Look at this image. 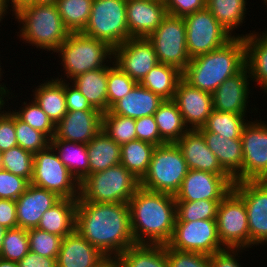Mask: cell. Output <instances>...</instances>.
<instances>
[{
	"label": "cell",
	"instance_id": "cell-57",
	"mask_svg": "<svg viewBox=\"0 0 267 267\" xmlns=\"http://www.w3.org/2000/svg\"><path fill=\"white\" fill-rule=\"evenodd\" d=\"M30 5H34V0H5L7 12L9 13V15L12 13V17L17 14L21 9Z\"/></svg>",
	"mask_w": 267,
	"mask_h": 267
},
{
	"label": "cell",
	"instance_id": "cell-8",
	"mask_svg": "<svg viewBox=\"0 0 267 267\" xmlns=\"http://www.w3.org/2000/svg\"><path fill=\"white\" fill-rule=\"evenodd\" d=\"M127 0H93L82 34L109 44L113 49L129 39Z\"/></svg>",
	"mask_w": 267,
	"mask_h": 267
},
{
	"label": "cell",
	"instance_id": "cell-44",
	"mask_svg": "<svg viewBox=\"0 0 267 267\" xmlns=\"http://www.w3.org/2000/svg\"><path fill=\"white\" fill-rule=\"evenodd\" d=\"M137 81L133 80L127 73H124L113 61L108 66L107 79V102L108 111L120 99H122L136 85Z\"/></svg>",
	"mask_w": 267,
	"mask_h": 267
},
{
	"label": "cell",
	"instance_id": "cell-25",
	"mask_svg": "<svg viewBox=\"0 0 267 267\" xmlns=\"http://www.w3.org/2000/svg\"><path fill=\"white\" fill-rule=\"evenodd\" d=\"M207 144V147L217 157L221 167L236 182L243 181V148L241 137L239 139H227L217 133L199 131Z\"/></svg>",
	"mask_w": 267,
	"mask_h": 267
},
{
	"label": "cell",
	"instance_id": "cell-27",
	"mask_svg": "<svg viewBox=\"0 0 267 267\" xmlns=\"http://www.w3.org/2000/svg\"><path fill=\"white\" fill-rule=\"evenodd\" d=\"M163 101L160 96L138 83L128 94L118 100L110 111L113 114L138 119L154 115Z\"/></svg>",
	"mask_w": 267,
	"mask_h": 267
},
{
	"label": "cell",
	"instance_id": "cell-50",
	"mask_svg": "<svg viewBox=\"0 0 267 267\" xmlns=\"http://www.w3.org/2000/svg\"><path fill=\"white\" fill-rule=\"evenodd\" d=\"M7 106V107H5ZM8 105L0 110V151L4 152L12 147L18 146L14 125V112ZM8 108V109H7ZM5 109V110H4ZM7 110V111H6Z\"/></svg>",
	"mask_w": 267,
	"mask_h": 267
},
{
	"label": "cell",
	"instance_id": "cell-4",
	"mask_svg": "<svg viewBox=\"0 0 267 267\" xmlns=\"http://www.w3.org/2000/svg\"><path fill=\"white\" fill-rule=\"evenodd\" d=\"M13 17L19 24V32H16L19 41L39 51L42 49V52L45 50L46 53L54 54L70 34L56 4L30 5Z\"/></svg>",
	"mask_w": 267,
	"mask_h": 267
},
{
	"label": "cell",
	"instance_id": "cell-38",
	"mask_svg": "<svg viewBox=\"0 0 267 267\" xmlns=\"http://www.w3.org/2000/svg\"><path fill=\"white\" fill-rule=\"evenodd\" d=\"M250 114H234L213 110L207 122L198 131H209L227 139H239L244 126L249 122Z\"/></svg>",
	"mask_w": 267,
	"mask_h": 267
},
{
	"label": "cell",
	"instance_id": "cell-11",
	"mask_svg": "<svg viewBox=\"0 0 267 267\" xmlns=\"http://www.w3.org/2000/svg\"><path fill=\"white\" fill-rule=\"evenodd\" d=\"M147 39L153 45L159 63L183 72L190 62L186 45V28L183 17L167 15L160 26Z\"/></svg>",
	"mask_w": 267,
	"mask_h": 267
},
{
	"label": "cell",
	"instance_id": "cell-63",
	"mask_svg": "<svg viewBox=\"0 0 267 267\" xmlns=\"http://www.w3.org/2000/svg\"><path fill=\"white\" fill-rule=\"evenodd\" d=\"M6 230L7 229L5 227L0 225V252H1V249H2V242L4 240V235H5Z\"/></svg>",
	"mask_w": 267,
	"mask_h": 267
},
{
	"label": "cell",
	"instance_id": "cell-29",
	"mask_svg": "<svg viewBox=\"0 0 267 267\" xmlns=\"http://www.w3.org/2000/svg\"><path fill=\"white\" fill-rule=\"evenodd\" d=\"M77 199H60L46 210L40 220L38 229L60 237L75 231Z\"/></svg>",
	"mask_w": 267,
	"mask_h": 267
},
{
	"label": "cell",
	"instance_id": "cell-62",
	"mask_svg": "<svg viewBox=\"0 0 267 267\" xmlns=\"http://www.w3.org/2000/svg\"><path fill=\"white\" fill-rule=\"evenodd\" d=\"M57 0H34V5H53Z\"/></svg>",
	"mask_w": 267,
	"mask_h": 267
},
{
	"label": "cell",
	"instance_id": "cell-36",
	"mask_svg": "<svg viewBox=\"0 0 267 267\" xmlns=\"http://www.w3.org/2000/svg\"><path fill=\"white\" fill-rule=\"evenodd\" d=\"M117 258L121 267H169L165 245L135 244Z\"/></svg>",
	"mask_w": 267,
	"mask_h": 267
},
{
	"label": "cell",
	"instance_id": "cell-41",
	"mask_svg": "<svg viewBox=\"0 0 267 267\" xmlns=\"http://www.w3.org/2000/svg\"><path fill=\"white\" fill-rule=\"evenodd\" d=\"M27 100H29V102ZM27 100L23 101L21 104L19 103V105H21L19 107L16 104L14 107L15 109L11 108V110L21 120L32 128L41 131L51 140L55 133V125L32 98L31 100L29 98Z\"/></svg>",
	"mask_w": 267,
	"mask_h": 267
},
{
	"label": "cell",
	"instance_id": "cell-42",
	"mask_svg": "<svg viewBox=\"0 0 267 267\" xmlns=\"http://www.w3.org/2000/svg\"><path fill=\"white\" fill-rule=\"evenodd\" d=\"M34 155L20 146L2 152V169L31 181Z\"/></svg>",
	"mask_w": 267,
	"mask_h": 267
},
{
	"label": "cell",
	"instance_id": "cell-43",
	"mask_svg": "<svg viewBox=\"0 0 267 267\" xmlns=\"http://www.w3.org/2000/svg\"><path fill=\"white\" fill-rule=\"evenodd\" d=\"M221 201L198 200L176 202V221H196L216 219L218 205Z\"/></svg>",
	"mask_w": 267,
	"mask_h": 267
},
{
	"label": "cell",
	"instance_id": "cell-10",
	"mask_svg": "<svg viewBox=\"0 0 267 267\" xmlns=\"http://www.w3.org/2000/svg\"><path fill=\"white\" fill-rule=\"evenodd\" d=\"M186 28V45L192 59L225 45L231 35L205 7L183 17Z\"/></svg>",
	"mask_w": 267,
	"mask_h": 267
},
{
	"label": "cell",
	"instance_id": "cell-53",
	"mask_svg": "<svg viewBox=\"0 0 267 267\" xmlns=\"http://www.w3.org/2000/svg\"><path fill=\"white\" fill-rule=\"evenodd\" d=\"M167 14L184 17L206 7V0H165Z\"/></svg>",
	"mask_w": 267,
	"mask_h": 267
},
{
	"label": "cell",
	"instance_id": "cell-20",
	"mask_svg": "<svg viewBox=\"0 0 267 267\" xmlns=\"http://www.w3.org/2000/svg\"><path fill=\"white\" fill-rule=\"evenodd\" d=\"M102 115L99 110L67 111L51 140L88 144L102 130Z\"/></svg>",
	"mask_w": 267,
	"mask_h": 267
},
{
	"label": "cell",
	"instance_id": "cell-37",
	"mask_svg": "<svg viewBox=\"0 0 267 267\" xmlns=\"http://www.w3.org/2000/svg\"><path fill=\"white\" fill-rule=\"evenodd\" d=\"M155 145L146 141L133 140L121 145V162L128 171L141 180L148 170Z\"/></svg>",
	"mask_w": 267,
	"mask_h": 267
},
{
	"label": "cell",
	"instance_id": "cell-54",
	"mask_svg": "<svg viewBox=\"0 0 267 267\" xmlns=\"http://www.w3.org/2000/svg\"><path fill=\"white\" fill-rule=\"evenodd\" d=\"M65 98L67 111L97 110L71 82L65 81Z\"/></svg>",
	"mask_w": 267,
	"mask_h": 267
},
{
	"label": "cell",
	"instance_id": "cell-17",
	"mask_svg": "<svg viewBox=\"0 0 267 267\" xmlns=\"http://www.w3.org/2000/svg\"><path fill=\"white\" fill-rule=\"evenodd\" d=\"M250 81L251 77L246 66L236 75L227 78L211 94L213 110L234 114H248L251 111V114L257 115L259 108L254 105L255 108L253 109V105H249L252 104V100L249 98H252L254 94L253 89H251V86L253 88L254 85ZM250 106L252 107L250 108Z\"/></svg>",
	"mask_w": 267,
	"mask_h": 267
},
{
	"label": "cell",
	"instance_id": "cell-35",
	"mask_svg": "<svg viewBox=\"0 0 267 267\" xmlns=\"http://www.w3.org/2000/svg\"><path fill=\"white\" fill-rule=\"evenodd\" d=\"M154 118L160 137L166 143H176L189 131L177 104L173 100H164L154 113Z\"/></svg>",
	"mask_w": 267,
	"mask_h": 267
},
{
	"label": "cell",
	"instance_id": "cell-49",
	"mask_svg": "<svg viewBox=\"0 0 267 267\" xmlns=\"http://www.w3.org/2000/svg\"><path fill=\"white\" fill-rule=\"evenodd\" d=\"M30 182L18 175L0 169V199L17 200L27 189Z\"/></svg>",
	"mask_w": 267,
	"mask_h": 267
},
{
	"label": "cell",
	"instance_id": "cell-12",
	"mask_svg": "<svg viewBox=\"0 0 267 267\" xmlns=\"http://www.w3.org/2000/svg\"><path fill=\"white\" fill-rule=\"evenodd\" d=\"M216 226L225 248L250 250V233L244 201L232 190L218 205Z\"/></svg>",
	"mask_w": 267,
	"mask_h": 267
},
{
	"label": "cell",
	"instance_id": "cell-61",
	"mask_svg": "<svg viewBox=\"0 0 267 267\" xmlns=\"http://www.w3.org/2000/svg\"><path fill=\"white\" fill-rule=\"evenodd\" d=\"M0 267H18L17 262L0 258Z\"/></svg>",
	"mask_w": 267,
	"mask_h": 267
},
{
	"label": "cell",
	"instance_id": "cell-19",
	"mask_svg": "<svg viewBox=\"0 0 267 267\" xmlns=\"http://www.w3.org/2000/svg\"><path fill=\"white\" fill-rule=\"evenodd\" d=\"M173 101L189 130L202 128L213 111L211 93L194 88L183 79L177 84Z\"/></svg>",
	"mask_w": 267,
	"mask_h": 267
},
{
	"label": "cell",
	"instance_id": "cell-59",
	"mask_svg": "<svg viewBox=\"0 0 267 267\" xmlns=\"http://www.w3.org/2000/svg\"><path fill=\"white\" fill-rule=\"evenodd\" d=\"M96 267H121V263L117 257H107Z\"/></svg>",
	"mask_w": 267,
	"mask_h": 267
},
{
	"label": "cell",
	"instance_id": "cell-67",
	"mask_svg": "<svg viewBox=\"0 0 267 267\" xmlns=\"http://www.w3.org/2000/svg\"><path fill=\"white\" fill-rule=\"evenodd\" d=\"M262 1H264L262 2V4L264 3L263 5H266V8H267V0H262Z\"/></svg>",
	"mask_w": 267,
	"mask_h": 267
},
{
	"label": "cell",
	"instance_id": "cell-34",
	"mask_svg": "<svg viewBox=\"0 0 267 267\" xmlns=\"http://www.w3.org/2000/svg\"><path fill=\"white\" fill-rule=\"evenodd\" d=\"M248 0H206V8L217 21L233 36H240L235 30L244 26L249 9ZM235 32V33H234Z\"/></svg>",
	"mask_w": 267,
	"mask_h": 267
},
{
	"label": "cell",
	"instance_id": "cell-48",
	"mask_svg": "<svg viewBox=\"0 0 267 267\" xmlns=\"http://www.w3.org/2000/svg\"><path fill=\"white\" fill-rule=\"evenodd\" d=\"M169 267H210V256L203 253L180 251L165 245Z\"/></svg>",
	"mask_w": 267,
	"mask_h": 267
},
{
	"label": "cell",
	"instance_id": "cell-51",
	"mask_svg": "<svg viewBox=\"0 0 267 267\" xmlns=\"http://www.w3.org/2000/svg\"><path fill=\"white\" fill-rule=\"evenodd\" d=\"M135 122L136 139L152 143L155 146L166 144V142L160 137L154 115L135 119Z\"/></svg>",
	"mask_w": 267,
	"mask_h": 267
},
{
	"label": "cell",
	"instance_id": "cell-55",
	"mask_svg": "<svg viewBox=\"0 0 267 267\" xmlns=\"http://www.w3.org/2000/svg\"><path fill=\"white\" fill-rule=\"evenodd\" d=\"M0 225L6 229L18 227L15 200L0 199Z\"/></svg>",
	"mask_w": 267,
	"mask_h": 267
},
{
	"label": "cell",
	"instance_id": "cell-28",
	"mask_svg": "<svg viewBox=\"0 0 267 267\" xmlns=\"http://www.w3.org/2000/svg\"><path fill=\"white\" fill-rule=\"evenodd\" d=\"M46 79H42V82L34 87L33 95L31 94L33 97L30 98L40 106L53 124L56 125L67 113L65 81L53 77Z\"/></svg>",
	"mask_w": 267,
	"mask_h": 267
},
{
	"label": "cell",
	"instance_id": "cell-23",
	"mask_svg": "<svg viewBox=\"0 0 267 267\" xmlns=\"http://www.w3.org/2000/svg\"><path fill=\"white\" fill-rule=\"evenodd\" d=\"M106 258V255L75 230L62 239L56 265L57 267H96Z\"/></svg>",
	"mask_w": 267,
	"mask_h": 267
},
{
	"label": "cell",
	"instance_id": "cell-47",
	"mask_svg": "<svg viewBox=\"0 0 267 267\" xmlns=\"http://www.w3.org/2000/svg\"><path fill=\"white\" fill-rule=\"evenodd\" d=\"M29 251L43 257L57 258L63 237L38 228L28 229Z\"/></svg>",
	"mask_w": 267,
	"mask_h": 267
},
{
	"label": "cell",
	"instance_id": "cell-3",
	"mask_svg": "<svg viewBox=\"0 0 267 267\" xmlns=\"http://www.w3.org/2000/svg\"><path fill=\"white\" fill-rule=\"evenodd\" d=\"M245 66L244 37L234 36L214 51L192 58L182 72V79L192 87L212 94Z\"/></svg>",
	"mask_w": 267,
	"mask_h": 267
},
{
	"label": "cell",
	"instance_id": "cell-18",
	"mask_svg": "<svg viewBox=\"0 0 267 267\" xmlns=\"http://www.w3.org/2000/svg\"><path fill=\"white\" fill-rule=\"evenodd\" d=\"M115 64L138 83L159 61L147 38H129L114 48Z\"/></svg>",
	"mask_w": 267,
	"mask_h": 267
},
{
	"label": "cell",
	"instance_id": "cell-14",
	"mask_svg": "<svg viewBox=\"0 0 267 267\" xmlns=\"http://www.w3.org/2000/svg\"><path fill=\"white\" fill-rule=\"evenodd\" d=\"M232 190L244 201L250 233V248L267 245V180L241 181Z\"/></svg>",
	"mask_w": 267,
	"mask_h": 267
},
{
	"label": "cell",
	"instance_id": "cell-24",
	"mask_svg": "<svg viewBox=\"0 0 267 267\" xmlns=\"http://www.w3.org/2000/svg\"><path fill=\"white\" fill-rule=\"evenodd\" d=\"M176 144L182 151L189 170L228 174L221 167L217 157L207 147L203 135L198 130H189Z\"/></svg>",
	"mask_w": 267,
	"mask_h": 267
},
{
	"label": "cell",
	"instance_id": "cell-58",
	"mask_svg": "<svg viewBox=\"0 0 267 267\" xmlns=\"http://www.w3.org/2000/svg\"><path fill=\"white\" fill-rule=\"evenodd\" d=\"M1 53V52H0ZM0 56H2L0 54ZM1 60H0V81L2 82V80H4L2 77H4L5 75H3V69H2V65H1ZM6 85L8 86V84H6L5 82H2L0 83V93L3 94L6 98V104H8L9 102V99L12 100V97L13 99L17 97V95L15 96L14 93L12 92L11 88H10V84H9V87H6ZM10 88V89H8ZM11 90V91H10Z\"/></svg>",
	"mask_w": 267,
	"mask_h": 267
},
{
	"label": "cell",
	"instance_id": "cell-16",
	"mask_svg": "<svg viewBox=\"0 0 267 267\" xmlns=\"http://www.w3.org/2000/svg\"><path fill=\"white\" fill-rule=\"evenodd\" d=\"M234 183V179L229 174L189 170L179 191L175 194V201H222L232 191Z\"/></svg>",
	"mask_w": 267,
	"mask_h": 267
},
{
	"label": "cell",
	"instance_id": "cell-6",
	"mask_svg": "<svg viewBox=\"0 0 267 267\" xmlns=\"http://www.w3.org/2000/svg\"><path fill=\"white\" fill-rule=\"evenodd\" d=\"M139 187L140 180L123 165L117 164L89 174L80 183L77 202L128 203Z\"/></svg>",
	"mask_w": 267,
	"mask_h": 267
},
{
	"label": "cell",
	"instance_id": "cell-65",
	"mask_svg": "<svg viewBox=\"0 0 267 267\" xmlns=\"http://www.w3.org/2000/svg\"><path fill=\"white\" fill-rule=\"evenodd\" d=\"M263 31L261 30L260 33L267 39V29H266V27H265V30H263Z\"/></svg>",
	"mask_w": 267,
	"mask_h": 267
},
{
	"label": "cell",
	"instance_id": "cell-66",
	"mask_svg": "<svg viewBox=\"0 0 267 267\" xmlns=\"http://www.w3.org/2000/svg\"><path fill=\"white\" fill-rule=\"evenodd\" d=\"M0 169H2V152L0 151Z\"/></svg>",
	"mask_w": 267,
	"mask_h": 267
},
{
	"label": "cell",
	"instance_id": "cell-52",
	"mask_svg": "<svg viewBox=\"0 0 267 267\" xmlns=\"http://www.w3.org/2000/svg\"><path fill=\"white\" fill-rule=\"evenodd\" d=\"M245 251L249 250L245 248H224L217 251L210 255V267H244L242 265L245 263L242 264L239 261L243 258L242 253H246Z\"/></svg>",
	"mask_w": 267,
	"mask_h": 267
},
{
	"label": "cell",
	"instance_id": "cell-21",
	"mask_svg": "<svg viewBox=\"0 0 267 267\" xmlns=\"http://www.w3.org/2000/svg\"><path fill=\"white\" fill-rule=\"evenodd\" d=\"M129 38H147L168 15L165 3L158 0H127Z\"/></svg>",
	"mask_w": 267,
	"mask_h": 267
},
{
	"label": "cell",
	"instance_id": "cell-31",
	"mask_svg": "<svg viewBox=\"0 0 267 267\" xmlns=\"http://www.w3.org/2000/svg\"><path fill=\"white\" fill-rule=\"evenodd\" d=\"M89 174L106 170L121 162V146L100 131L88 144Z\"/></svg>",
	"mask_w": 267,
	"mask_h": 267
},
{
	"label": "cell",
	"instance_id": "cell-45",
	"mask_svg": "<svg viewBox=\"0 0 267 267\" xmlns=\"http://www.w3.org/2000/svg\"><path fill=\"white\" fill-rule=\"evenodd\" d=\"M29 252L28 230L20 227L7 229L0 258L19 262Z\"/></svg>",
	"mask_w": 267,
	"mask_h": 267
},
{
	"label": "cell",
	"instance_id": "cell-13",
	"mask_svg": "<svg viewBox=\"0 0 267 267\" xmlns=\"http://www.w3.org/2000/svg\"><path fill=\"white\" fill-rule=\"evenodd\" d=\"M170 248L212 255L224 249L218 236L216 219L175 221Z\"/></svg>",
	"mask_w": 267,
	"mask_h": 267
},
{
	"label": "cell",
	"instance_id": "cell-64",
	"mask_svg": "<svg viewBox=\"0 0 267 267\" xmlns=\"http://www.w3.org/2000/svg\"><path fill=\"white\" fill-rule=\"evenodd\" d=\"M6 98L3 94L0 93V110L3 108V106L6 104Z\"/></svg>",
	"mask_w": 267,
	"mask_h": 267
},
{
	"label": "cell",
	"instance_id": "cell-32",
	"mask_svg": "<svg viewBox=\"0 0 267 267\" xmlns=\"http://www.w3.org/2000/svg\"><path fill=\"white\" fill-rule=\"evenodd\" d=\"M50 146L79 183L89 175L87 144L65 140H50Z\"/></svg>",
	"mask_w": 267,
	"mask_h": 267
},
{
	"label": "cell",
	"instance_id": "cell-22",
	"mask_svg": "<svg viewBox=\"0 0 267 267\" xmlns=\"http://www.w3.org/2000/svg\"><path fill=\"white\" fill-rule=\"evenodd\" d=\"M60 199L55 193L30 183L15 201L18 227L27 230L37 228L43 213Z\"/></svg>",
	"mask_w": 267,
	"mask_h": 267
},
{
	"label": "cell",
	"instance_id": "cell-1",
	"mask_svg": "<svg viewBox=\"0 0 267 267\" xmlns=\"http://www.w3.org/2000/svg\"><path fill=\"white\" fill-rule=\"evenodd\" d=\"M75 230L106 257L136 244L128 203L77 202Z\"/></svg>",
	"mask_w": 267,
	"mask_h": 267
},
{
	"label": "cell",
	"instance_id": "cell-7",
	"mask_svg": "<svg viewBox=\"0 0 267 267\" xmlns=\"http://www.w3.org/2000/svg\"><path fill=\"white\" fill-rule=\"evenodd\" d=\"M188 171V165L176 143L156 146L140 186L175 196Z\"/></svg>",
	"mask_w": 267,
	"mask_h": 267
},
{
	"label": "cell",
	"instance_id": "cell-15",
	"mask_svg": "<svg viewBox=\"0 0 267 267\" xmlns=\"http://www.w3.org/2000/svg\"><path fill=\"white\" fill-rule=\"evenodd\" d=\"M244 126L241 140L243 148V181L267 180V121L251 115ZM256 118V119H255Z\"/></svg>",
	"mask_w": 267,
	"mask_h": 267
},
{
	"label": "cell",
	"instance_id": "cell-60",
	"mask_svg": "<svg viewBox=\"0 0 267 267\" xmlns=\"http://www.w3.org/2000/svg\"><path fill=\"white\" fill-rule=\"evenodd\" d=\"M9 16V13L7 12L6 6H5V0H0V23L2 24L3 19L5 20V18ZM1 27V25H0Z\"/></svg>",
	"mask_w": 267,
	"mask_h": 267
},
{
	"label": "cell",
	"instance_id": "cell-5",
	"mask_svg": "<svg viewBox=\"0 0 267 267\" xmlns=\"http://www.w3.org/2000/svg\"><path fill=\"white\" fill-rule=\"evenodd\" d=\"M54 54L60 59L63 73L57 72L53 78L61 81H71L90 70L107 67L114 60V49L109 44L81 32L70 33Z\"/></svg>",
	"mask_w": 267,
	"mask_h": 267
},
{
	"label": "cell",
	"instance_id": "cell-26",
	"mask_svg": "<svg viewBox=\"0 0 267 267\" xmlns=\"http://www.w3.org/2000/svg\"><path fill=\"white\" fill-rule=\"evenodd\" d=\"M241 33L243 34L240 36L244 37L245 41V65L249 70L251 82L256 83L253 88L260 87L258 90L262 91L264 97L267 95V39L256 30Z\"/></svg>",
	"mask_w": 267,
	"mask_h": 267
},
{
	"label": "cell",
	"instance_id": "cell-9",
	"mask_svg": "<svg viewBox=\"0 0 267 267\" xmlns=\"http://www.w3.org/2000/svg\"><path fill=\"white\" fill-rule=\"evenodd\" d=\"M30 183L55 193L61 199L80 197V183L60 161L50 145L34 154L33 175Z\"/></svg>",
	"mask_w": 267,
	"mask_h": 267
},
{
	"label": "cell",
	"instance_id": "cell-33",
	"mask_svg": "<svg viewBox=\"0 0 267 267\" xmlns=\"http://www.w3.org/2000/svg\"><path fill=\"white\" fill-rule=\"evenodd\" d=\"M182 79V72L177 68L158 63L154 66L139 84L164 100H173L177 84Z\"/></svg>",
	"mask_w": 267,
	"mask_h": 267
},
{
	"label": "cell",
	"instance_id": "cell-46",
	"mask_svg": "<svg viewBox=\"0 0 267 267\" xmlns=\"http://www.w3.org/2000/svg\"><path fill=\"white\" fill-rule=\"evenodd\" d=\"M14 125L18 146L31 152L33 155L46 149L50 139L41 131L32 128L14 113Z\"/></svg>",
	"mask_w": 267,
	"mask_h": 267
},
{
	"label": "cell",
	"instance_id": "cell-56",
	"mask_svg": "<svg viewBox=\"0 0 267 267\" xmlns=\"http://www.w3.org/2000/svg\"><path fill=\"white\" fill-rule=\"evenodd\" d=\"M18 267H57L56 259L43 257L29 251L19 262Z\"/></svg>",
	"mask_w": 267,
	"mask_h": 267
},
{
	"label": "cell",
	"instance_id": "cell-30",
	"mask_svg": "<svg viewBox=\"0 0 267 267\" xmlns=\"http://www.w3.org/2000/svg\"><path fill=\"white\" fill-rule=\"evenodd\" d=\"M108 66L78 75L70 82L87 98L90 105L101 113L108 111Z\"/></svg>",
	"mask_w": 267,
	"mask_h": 267
},
{
	"label": "cell",
	"instance_id": "cell-39",
	"mask_svg": "<svg viewBox=\"0 0 267 267\" xmlns=\"http://www.w3.org/2000/svg\"><path fill=\"white\" fill-rule=\"evenodd\" d=\"M93 0H57L61 20L70 33H79L86 27Z\"/></svg>",
	"mask_w": 267,
	"mask_h": 267
},
{
	"label": "cell",
	"instance_id": "cell-40",
	"mask_svg": "<svg viewBox=\"0 0 267 267\" xmlns=\"http://www.w3.org/2000/svg\"><path fill=\"white\" fill-rule=\"evenodd\" d=\"M102 131L120 146L136 140L135 119L113 114L110 110L102 115Z\"/></svg>",
	"mask_w": 267,
	"mask_h": 267
},
{
	"label": "cell",
	"instance_id": "cell-2",
	"mask_svg": "<svg viewBox=\"0 0 267 267\" xmlns=\"http://www.w3.org/2000/svg\"><path fill=\"white\" fill-rule=\"evenodd\" d=\"M136 244L167 245L176 221L175 196L139 187L128 202Z\"/></svg>",
	"mask_w": 267,
	"mask_h": 267
}]
</instances>
